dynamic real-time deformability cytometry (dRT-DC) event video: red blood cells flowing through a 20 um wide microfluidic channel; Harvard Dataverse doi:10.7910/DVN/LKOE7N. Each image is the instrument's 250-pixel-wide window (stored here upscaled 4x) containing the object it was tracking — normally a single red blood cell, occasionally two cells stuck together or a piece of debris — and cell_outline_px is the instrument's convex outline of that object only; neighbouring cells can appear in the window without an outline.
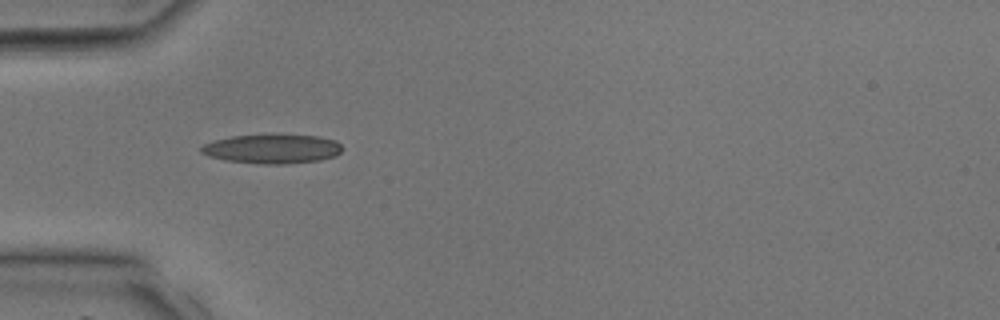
{"species": "common noctule bat (a hibernating species)", "species_latin": "Nyctalus noctula", "temperature_condition": "room temperature", "stored_images_in_passage": 27, "camera_frame_rate_fps": 3000, "um_per_image_px": 0.085, "animal": {"sex": "male", "body_mass_g": 17.9, "forearm_length_mm": 54.2}, "frame": {"image": 1, "passage_image": 1, "time_ms": 0.0, "image_size_px": [1000, 320], "cell_outline_px": [[344, 148], [336, 156], [320, 160], [284, 164], [264, 164], [224, 160], [208, 156], [200, 152], [200, 148], [204, 144], [212, 140], [232, 136], [320, 136], [336, 140]], "centroid_in_image_um": [23.14, 12.67], "position_along_channel_um": 61.9, "area_um2": 23.76}}
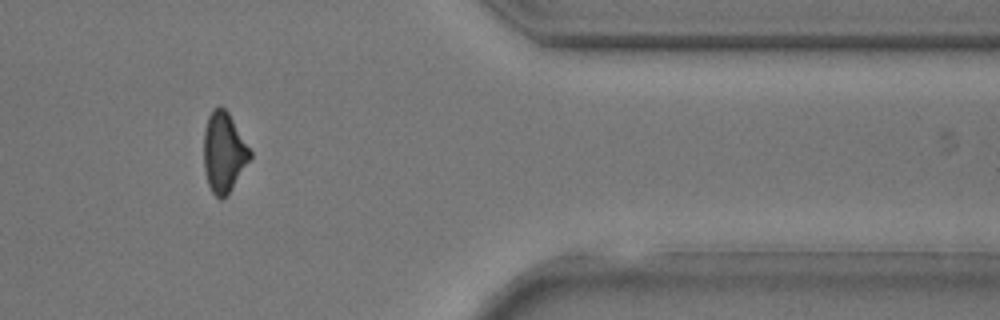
{"frame": {"image": 2, "passage_image": 21, "time_ms": 6.667, "image_size_px": [1000, 320], "cell_outline_px": [[252, 156], [232, 188], [220, 200], [212, 192], [208, 184], [204, 168], [204, 128], [208, 116], [212, 108], [224, 108], [228, 112], [252, 152]], "centroid_in_image_um": [19.01, 12.93], "position_along_channel_um": 392.4, "area_um2": 21.33}}
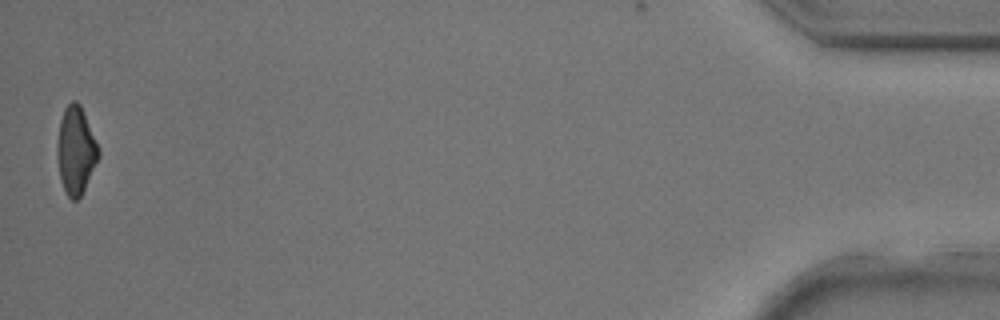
{"frame": {"image": 3, "passage_image": 27, "time_ms": 8.667, "image_size_px": [1000, 320], "cell_outline_px": [[100, 156], [80, 196], [76, 200], [72, 200], [68, 196], [60, 180], [56, 152], [60, 120], [64, 108], [72, 100], [76, 100], [80, 104], [100, 148]], "centroid_in_image_um": [6.44, 12.75], "position_along_channel_um": 428.8, "area_um2": 21.04}}